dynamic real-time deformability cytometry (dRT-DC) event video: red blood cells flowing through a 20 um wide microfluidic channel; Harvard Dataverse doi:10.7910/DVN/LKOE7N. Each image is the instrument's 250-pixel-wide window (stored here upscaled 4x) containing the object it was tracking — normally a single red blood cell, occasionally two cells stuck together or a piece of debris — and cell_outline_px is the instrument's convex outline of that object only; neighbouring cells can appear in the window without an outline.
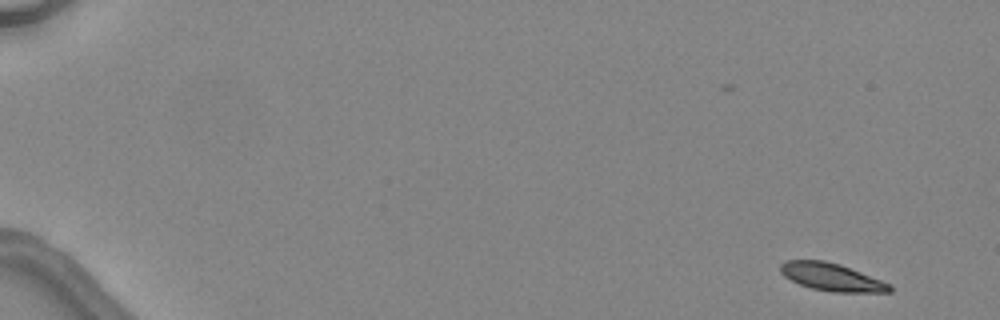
{"species": "common noctule bat (a hibernating species)", "species_latin": "Nyctalus noctula", "temperature_condition": "warm", "stored_images_in_passage": 5, "camera_frame_rate_fps": 3000, "um_per_image_px": 0.085, "animal": {"sex": "female", "body_mass_g": 24.6, "forearm_length_mm": 56.2}, "frame": {"image": 1, "passage_image": 1, "time_ms": 0.0, "image_size_px": [1000, 320], "cell_outline_px": [[892, 292], [832, 292], [812, 288], [800, 284], [784, 276], [780, 272], [780, 264], [784, 260], [824, 260], [840, 264], [892, 284]], "centroid_in_image_um": [70.7, 23.54], "position_along_channel_um": 14.3, "area_um2": 17.63}}
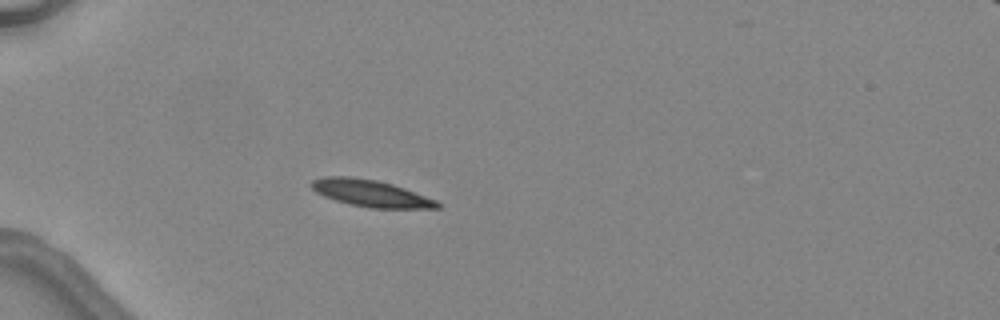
{"frame": {"image": 2, "passage_image": 5, "time_ms": 4.333, "image_size_px": [1000, 320], "cell_outline_px": [[440, 208], [368, 208], [348, 204], [324, 196], [316, 192], [308, 184], [312, 180], [324, 176], [348, 176], [376, 180], [392, 184], [404, 188], [436, 200], [440, 204]], "centroid_in_image_um": [31.47, 16.43], "position_along_channel_um": 53.5, "area_um2": 19.65}}